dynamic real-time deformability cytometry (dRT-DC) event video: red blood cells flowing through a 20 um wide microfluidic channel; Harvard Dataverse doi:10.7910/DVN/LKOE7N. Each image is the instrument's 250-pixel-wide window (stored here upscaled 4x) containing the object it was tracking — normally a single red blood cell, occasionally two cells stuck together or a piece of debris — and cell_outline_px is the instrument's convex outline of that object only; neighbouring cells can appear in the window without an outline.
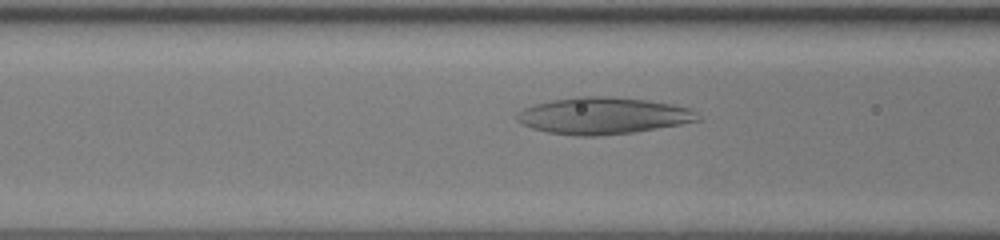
{"species": "human", "species_latin": "Homo sapiens", "temperature_condition": "room temperature", "stored_images_in_passage": 53, "camera_frame_rate_fps": 3000, "um_per_image_px": 0.085, "donor": {"sex": "female"}, "frame": {"image": 1, "passage_image": 23, "time_ms": 7.333, "image_size_px": [1000, 240], "cell_outline_px": [[700, 120], [680, 124], [636, 132], [600, 136], [580, 136], [548, 132], [532, 128], [516, 120], [516, 116], [524, 108], [536, 104], [552, 100], [576, 96], [612, 96], [648, 100], [672, 104], [688, 108], [696, 112], [700, 116]], "centroid_in_image_um": [51.28, 9.83], "position_along_channel_um": 115.3, "area_um2": 38.67}}
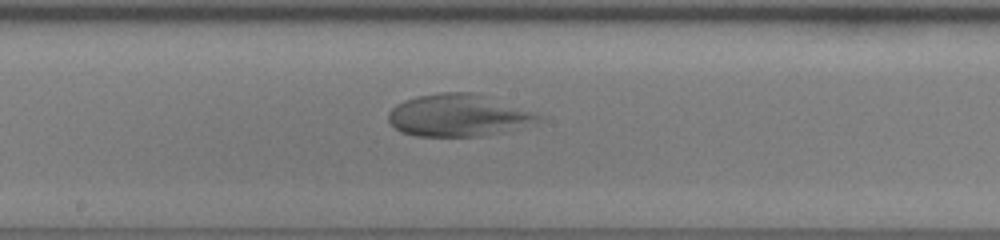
{"frame": {"image": 2, "passage_image": 30, "time_ms": 9.667, "image_size_px": [1000, 240], "cell_outline_px": [[548, 116], [544, 120], [504, 132], [480, 136], [416, 136], [400, 132], [388, 120], [388, 112], [396, 104], [404, 100], [416, 96], [440, 92], [476, 92]], "centroid_in_image_um": [39.01, 9.8], "position_along_channel_um": 209.2, "area_um2": 37.4}}
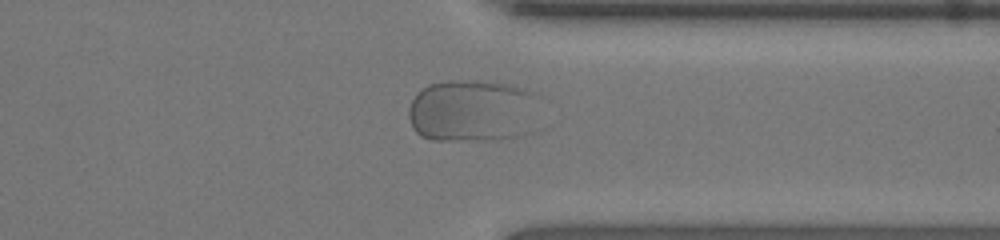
{"frame": {"image": 3, "passage_image": 42, "time_ms": 13.667, "image_size_px": [1000, 240], "cell_outline_px": [[540, 96], [536, 132], [524, 136], [496, 140], [432, 140], [420, 136], [412, 128], [408, 116], [408, 108], [412, 100], [428, 84], [452, 80], [476, 80], [512, 84], [524, 88]], "centroid_in_image_um": [40.28, 9.44], "position_along_channel_um": 371.1, "area_um2": 49.53}, "authors_computed_cell_mechanics": {"area_um2": 48.7832, "velocity_mm_per_s": 4.0478, "shape_relaxation_time_tau1_ms": 11.0325, "shape_relaxation_time_tau2_ms": null, "deformation_change_tau1": null, "deformation_change_tau2": null}}